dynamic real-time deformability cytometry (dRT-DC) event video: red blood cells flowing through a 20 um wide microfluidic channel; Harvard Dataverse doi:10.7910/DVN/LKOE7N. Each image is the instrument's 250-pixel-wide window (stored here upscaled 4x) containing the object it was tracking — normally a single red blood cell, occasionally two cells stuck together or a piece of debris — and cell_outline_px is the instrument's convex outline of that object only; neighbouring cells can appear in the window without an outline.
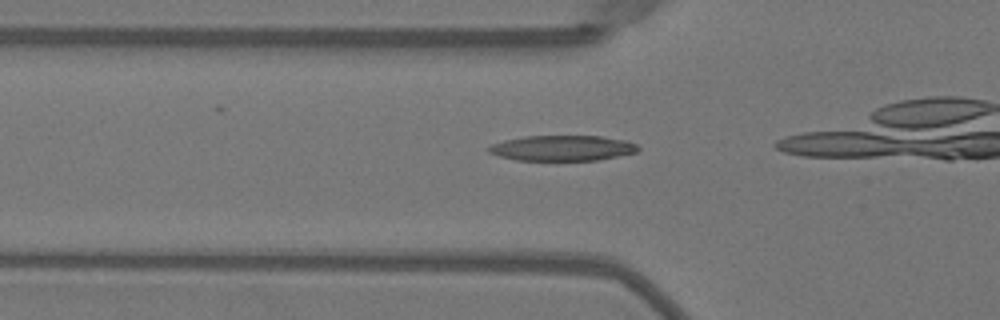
{"species": "Egyptian fruit bat (a non-hibernating species)", "species_latin": "Rousettus aegyptiacus", "temperature_condition": "warm", "stored_images_in_passage": 16, "camera_frame_rate_fps": 3000, "um_per_image_px": 0.085, "animal": {"sex": "female"}, "frame": {"image": 1, "passage_image": 12, "time_ms": 3.667, "image_size_px": [1000, 320], "cell_outline_px": [[640, 148], [636, 152], [596, 160], [516, 160], [500, 156], [488, 152], [488, 148], [492, 144], [504, 140], [524, 136], [600, 136], [628, 140], [636, 144]], "centroid_in_image_um": [47.81, 12.58], "position_along_channel_um": 78.0, "area_um2": 22.02}}